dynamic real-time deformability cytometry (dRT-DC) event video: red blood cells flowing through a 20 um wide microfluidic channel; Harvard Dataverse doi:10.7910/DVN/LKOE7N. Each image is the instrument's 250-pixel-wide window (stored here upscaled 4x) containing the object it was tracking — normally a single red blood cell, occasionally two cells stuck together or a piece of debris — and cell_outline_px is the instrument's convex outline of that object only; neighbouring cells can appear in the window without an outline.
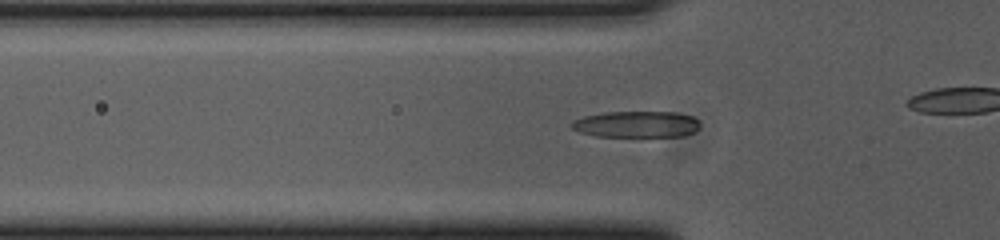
{"species": "common noctule bat (a hibernating species)", "species_latin": "Nyctalus noctula", "temperature_condition": "cold", "stored_images_in_passage": 43, "camera_frame_rate_fps": 3000, "um_per_image_px": 0.085, "animal": {"sex": "female", "body_mass_g": 23.0, "forearm_length_mm": 53.4}, "frame": {"image": 1, "passage_image": 18, "time_ms": 5.667, "image_size_px": [1000, 240], "cell_outline_px": [[700, 128], [684, 136], [596, 136], [580, 132], [572, 128], [568, 124], [572, 120], [584, 116], [604, 112], [676, 112], [692, 116], [700, 124]], "centroid_in_image_um": [54.07, 10.56], "position_along_channel_um": 71.7, "area_um2": 19.77}}
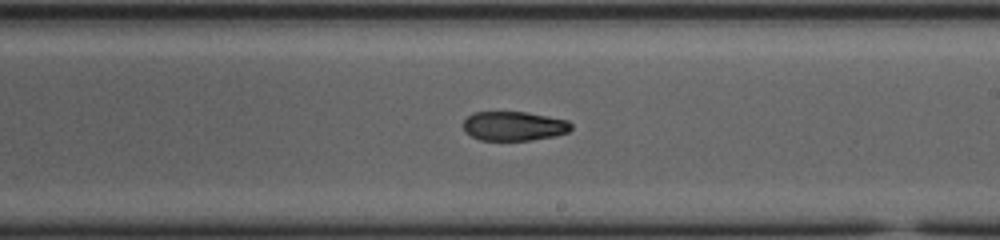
{"frame": {"image": 2, "passage_image": 32, "time_ms": 10.333, "image_size_px": [1000, 240], "cell_outline_px": [[572, 128], [568, 132], [556, 136], [532, 140], [480, 140], [464, 132], [464, 120], [472, 112], [528, 112], [568, 120], [572, 124]], "centroid_in_image_um": [43.7, 10.71], "position_along_channel_um": 245.3, "area_um2": 18.55}}
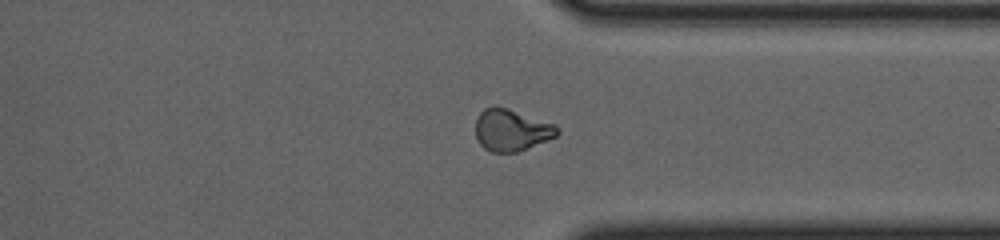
{"frame": {"image": 3, "passage_image": 42, "time_ms": 13.667, "image_size_px": [1000, 240], "cell_outline_px": [[560, 132], [556, 136], [548, 140], [516, 152], [488, 152], [476, 140], [476, 120], [480, 112], [484, 108], [492, 104], [496, 104], [556, 124], [560, 128]], "centroid_in_image_um": [43.46, 11.03], "position_along_channel_um": 367.9, "area_um2": 20.29}}